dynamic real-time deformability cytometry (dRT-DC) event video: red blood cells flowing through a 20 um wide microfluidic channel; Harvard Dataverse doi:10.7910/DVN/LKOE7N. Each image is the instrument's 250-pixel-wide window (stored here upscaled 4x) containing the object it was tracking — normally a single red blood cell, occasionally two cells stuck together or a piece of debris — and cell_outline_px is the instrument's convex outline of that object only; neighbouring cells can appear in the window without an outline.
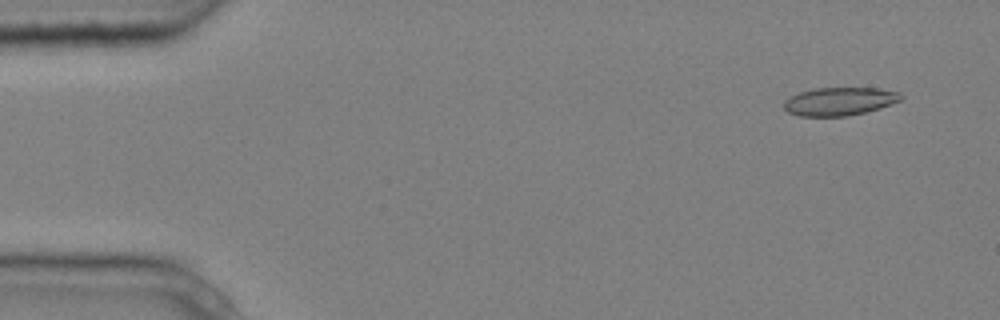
{"species": "common noctule bat (a hibernating species)", "species_latin": "Nyctalus noctula", "temperature_condition": "cold", "stored_images_in_passage": 5, "camera_frame_rate_fps": 3000, "um_per_image_px": 0.085, "animal": {"sex": "male", "body_mass_g": 20.4}, "frame": {"image": 1, "passage_image": 2, "time_ms": 0.333, "image_size_px": [1000, 320], "cell_outline_px": [[904, 96], [900, 100], [880, 108], [848, 116], [800, 116], [788, 112], [784, 108], [784, 100], [800, 92], [816, 88], [880, 88], [900, 92]], "centroid_in_image_um": [71.37, 8.61], "position_along_channel_um": 13.6, "area_um2": 19.13}}
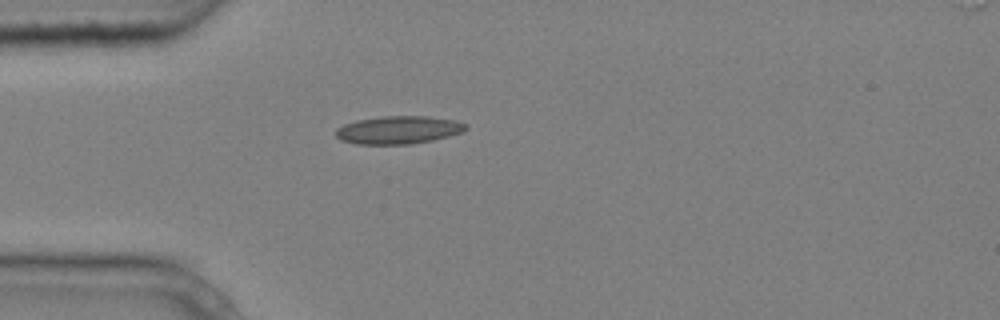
{"frame": {"image": 2, "passage_image": 5, "time_ms": 1.333, "image_size_px": [1000, 320], "cell_outline_px": [[468, 128], [464, 132], [432, 140], [408, 144], [356, 144], [340, 140], [336, 136], [336, 128], [344, 124], [356, 120], [384, 116], [428, 116], [456, 120], [468, 124]], "centroid_in_image_um": [33.89, 11.04], "position_along_channel_um": 51.1, "area_um2": 21.27}}